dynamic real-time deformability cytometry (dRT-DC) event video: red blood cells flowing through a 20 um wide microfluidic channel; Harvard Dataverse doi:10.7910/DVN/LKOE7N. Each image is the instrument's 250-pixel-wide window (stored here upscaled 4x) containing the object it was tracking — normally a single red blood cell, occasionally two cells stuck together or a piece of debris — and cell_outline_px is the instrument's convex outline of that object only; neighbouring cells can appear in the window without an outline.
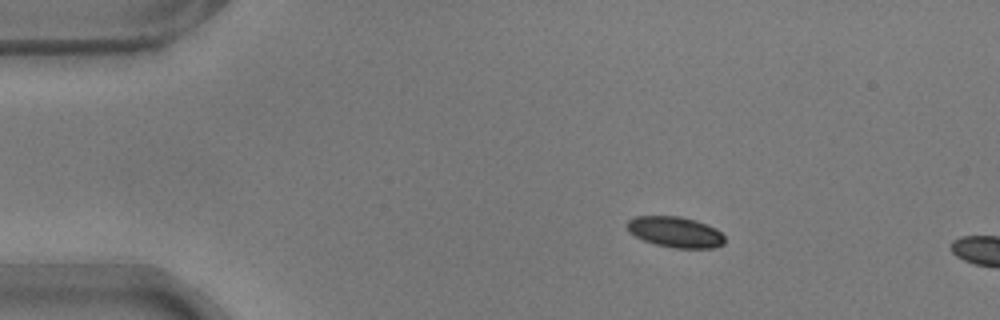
{"species": "common noctule bat (a hibernating species)", "species_latin": "Nyctalus noctula", "temperature_condition": "warm", "stored_images_in_passage": 5, "camera_frame_rate_fps": 3000, "um_per_image_px": 0.085, "animal": {"sex": "male", "body_mass_g": 17.9}, "frame": {"image": 1, "passage_image": 1, "time_ms": 0.0, "image_size_px": [1000, 320], "cell_outline_px": [[724, 244], [712, 248], [676, 248], [656, 244], [644, 240], [628, 232], [628, 220], [636, 216], [680, 216], [696, 220], [708, 224], [716, 228], [724, 236]], "centroid_in_image_um": [57.43, 19.71], "position_along_channel_um": 27.6, "area_um2": 17.46}}